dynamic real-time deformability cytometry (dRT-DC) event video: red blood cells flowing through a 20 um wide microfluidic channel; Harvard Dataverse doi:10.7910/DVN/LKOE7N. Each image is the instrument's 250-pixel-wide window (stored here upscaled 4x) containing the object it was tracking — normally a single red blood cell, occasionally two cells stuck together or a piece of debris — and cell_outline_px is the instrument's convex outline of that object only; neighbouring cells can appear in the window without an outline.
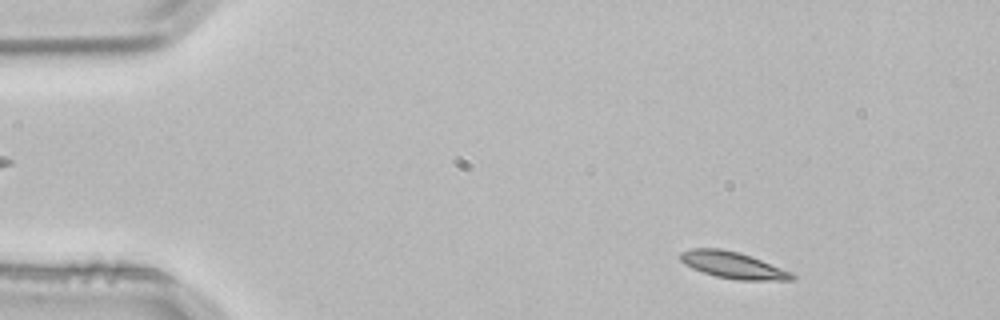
{"species": "common noctule bat (a hibernating species)", "species_latin": "Nyctalus noctula", "temperature_condition": "room temperature", "stored_images_in_passage": 4, "camera_frame_rate_fps": 3000, "um_per_image_px": 0.085, "animal": {"sex": "male", "body_mass_g": 21.5, "forearm_length_mm": 52.0}, "frame": {"image": 1, "passage_image": 2, "time_ms": 0.333, "image_size_px": [1000, 320], "cell_outline_px": [[796, 280], [740, 280], [716, 276], [692, 268], [684, 264], [680, 260], [680, 252], [692, 248], [720, 248], [740, 252], [752, 256], [792, 272], [796, 276]], "centroid_in_image_um": [62.32, 22.53], "position_along_channel_um": 22.7, "area_um2": 17.4}}
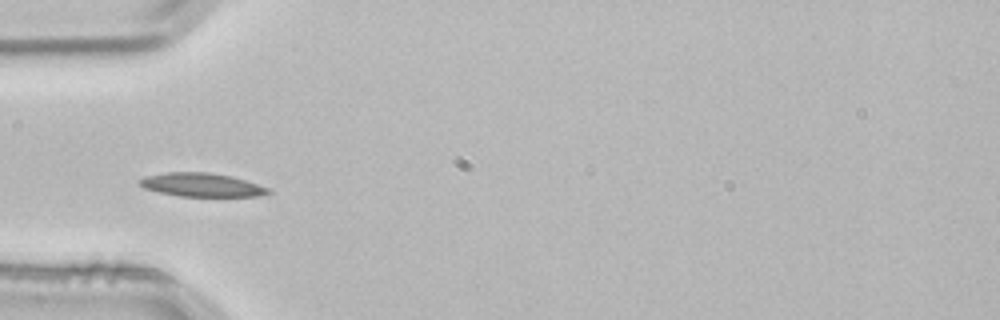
{"frame": {"image": 2, "passage_image": 4, "time_ms": 1.0, "image_size_px": [1000, 320], "cell_outline_px": [[272, 192], [260, 196], [180, 196], [160, 192], [144, 188], [140, 184], [140, 180], [144, 176], [168, 172], [208, 172], [228, 176], [244, 180], [268, 188]], "centroid_in_image_um": [17.12, 15.71], "position_along_channel_um": 67.9, "area_um2": 17.34}}